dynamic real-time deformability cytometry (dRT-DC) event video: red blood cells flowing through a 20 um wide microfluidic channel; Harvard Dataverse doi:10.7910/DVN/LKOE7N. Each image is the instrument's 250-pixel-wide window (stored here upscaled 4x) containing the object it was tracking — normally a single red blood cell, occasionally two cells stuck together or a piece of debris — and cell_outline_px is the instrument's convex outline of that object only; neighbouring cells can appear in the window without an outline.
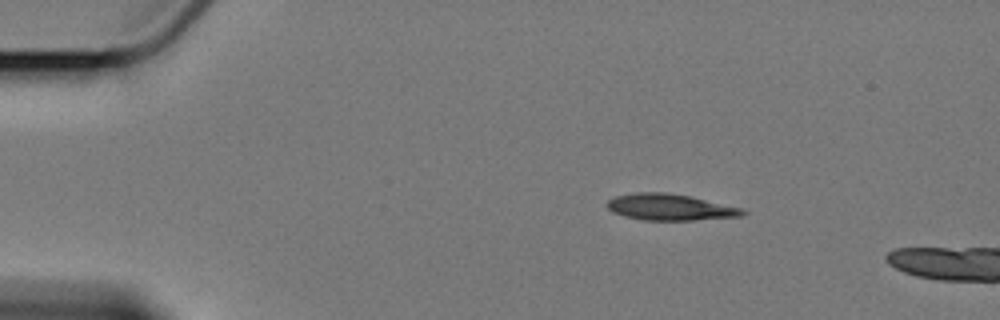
{"species": "Egyptian fruit bat (a non-hibernating species)", "species_latin": "Rousettus aegyptiacus", "temperature_condition": "cold", "stored_images_in_passage": 3, "camera_frame_rate_fps": 3000, "um_per_image_px": 0.085, "animal": {"sex": "female"}, "frame": {"image": 1, "passage_image": 1, "time_ms": 0.0, "image_size_px": [1000, 320], "cell_outline_px": [[748, 212], [744, 216], [692, 220], [644, 220], [624, 216], [612, 212], [604, 204], [608, 200], [616, 196], [636, 192], [668, 192], [688, 196], [740, 208]], "centroid_in_image_um": [56.9, 17.61], "position_along_channel_um": 28.1, "area_um2": 20.69}}